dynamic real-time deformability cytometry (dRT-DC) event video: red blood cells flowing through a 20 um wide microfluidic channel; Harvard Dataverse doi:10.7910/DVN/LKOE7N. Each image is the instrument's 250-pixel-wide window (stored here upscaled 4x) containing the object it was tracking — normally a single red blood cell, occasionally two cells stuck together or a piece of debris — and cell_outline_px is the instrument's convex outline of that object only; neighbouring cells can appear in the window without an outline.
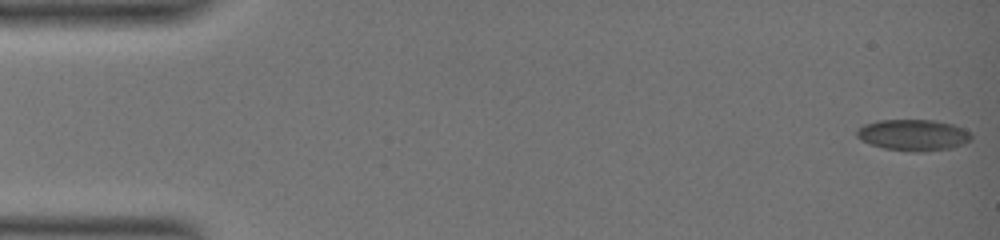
{"species": "common noctule bat (a hibernating species)", "species_latin": "Nyctalus noctula", "temperature_condition": "warm", "stored_images_in_passage": 20, "camera_frame_rate_fps": 3000, "um_per_image_px": 0.085, "animal": {"sex": "female", "body_mass_g": 19.0, "forearm_length_mm": 51.5}, "frame": {"image": 1, "passage_image": 1, "time_ms": 0.0, "image_size_px": [1000, 240], "cell_outline_px": [[972, 140], [964, 144], [952, 148], [920, 152], [916, 152], [884, 148], [860, 140], [856, 136], [856, 128], [864, 124], [876, 120], [932, 120], [952, 124], [972, 132]], "centroid_in_image_um": [77.63, 11.47], "position_along_channel_um": 7.4, "area_um2": 21.04}}
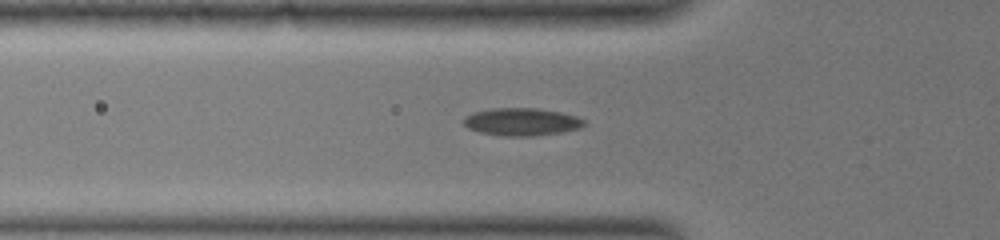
{"frame": {"image": 2, "passage_image": 17, "time_ms": 7.0, "image_size_px": [1000, 240], "cell_outline_px": [[584, 124], [580, 128], [560, 132], [532, 136], [500, 136], [480, 132], [468, 128], [464, 124], [464, 120], [468, 116], [476, 112], [492, 108], [536, 108], [560, 112], [576, 116], [584, 120]], "centroid_in_image_um": [44.35, 10.36], "position_along_channel_um": 81.5, "area_um2": 19.13}}
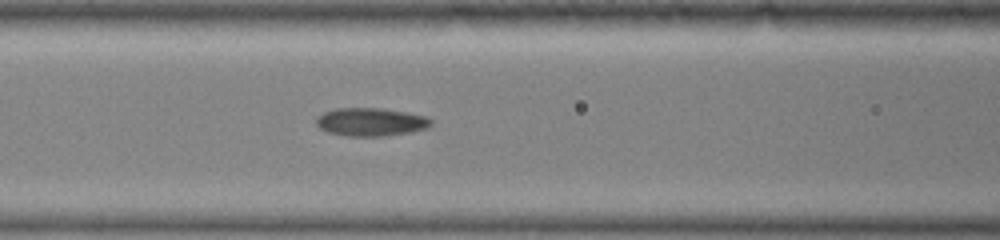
{"frame": {"image": 3, "passage_image": 20, "time_ms": 8.667, "image_size_px": [1000, 240], "cell_outline_px": [[432, 124], [424, 128], [408, 132], [384, 136], [348, 136], [328, 132], [320, 128], [316, 124], [316, 120], [324, 112], [336, 108], [380, 108], [404, 112], [424, 116], [432, 120]], "centroid_in_image_um": [31.48, 10.36], "position_along_channel_um": 135.1, "area_um2": 18.5}}